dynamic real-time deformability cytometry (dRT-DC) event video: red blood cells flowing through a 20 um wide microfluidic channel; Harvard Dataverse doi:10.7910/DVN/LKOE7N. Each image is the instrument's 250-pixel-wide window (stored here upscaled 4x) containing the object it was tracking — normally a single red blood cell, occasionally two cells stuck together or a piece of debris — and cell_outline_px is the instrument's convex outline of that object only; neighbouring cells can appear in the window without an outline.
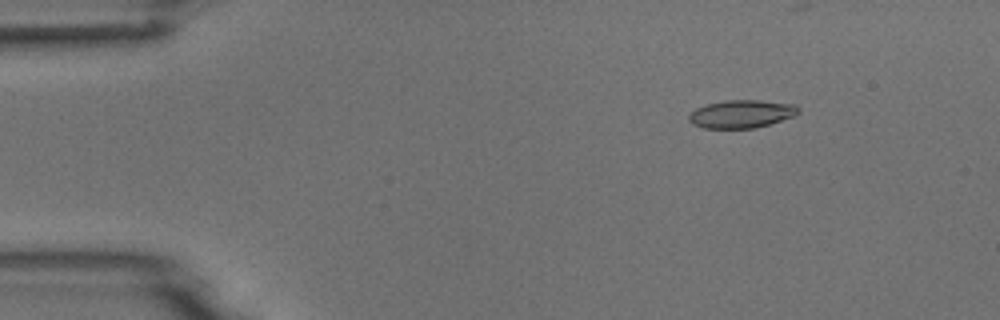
{"species": "common noctule bat (a hibernating species)", "species_latin": "Nyctalus noctula", "temperature_condition": "room temperature", "stored_images_in_passage": 8, "camera_frame_rate_fps": 3000, "um_per_image_px": 0.085, "animal": {"sex": "male", "body_mass_g": 18.8}, "frame": {"image": 1, "passage_image": 2, "time_ms": 1.333, "image_size_px": [1000, 320], "cell_outline_px": [[800, 112], [792, 116], [756, 128], [704, 128], [692, 124], [688, 120], [688, 116], [696, 108], [704, 104], [724, 100], [756, 100], [796, 104], [800, 108]], "centroid_in_image_um": [63.0, 9.67], "position_along_channel_um": 22.0, "area_um2": 17.86}}
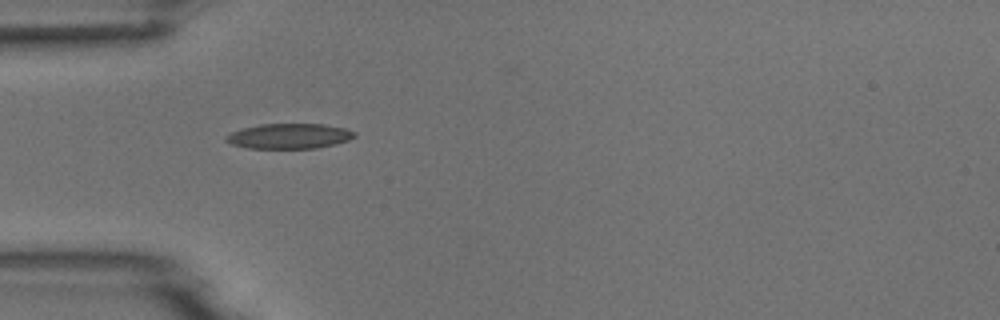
{"frame": {"image": 2, "passage_image": 4, "time_ms": 4.333, "image_size_px": [1000, 320], "cell_outline_px": [[356, 136], [348, 140], [316, 148], [248, 148], [232, 144], [224, 140], [224, 136], [232, 132], [244, 128], [260, 124], [324, 124], [344, 128], [356, 132]], "centroid_in_image_um": [24.57, 11.56], "position_along_channel_um": 60.4, "area_um2": 18.67}}